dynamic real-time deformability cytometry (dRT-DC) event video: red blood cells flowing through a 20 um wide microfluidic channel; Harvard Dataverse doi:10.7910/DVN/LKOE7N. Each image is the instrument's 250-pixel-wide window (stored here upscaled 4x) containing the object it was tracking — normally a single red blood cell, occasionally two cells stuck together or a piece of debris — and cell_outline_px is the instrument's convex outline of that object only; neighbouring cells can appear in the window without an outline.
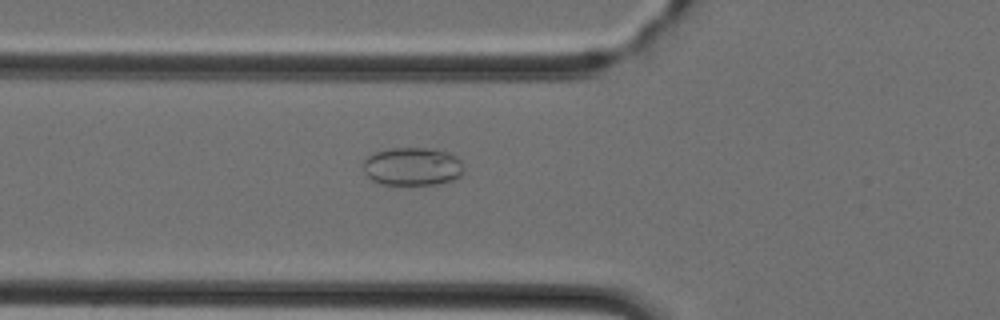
{"species": "Egyptian fruit bat (a non-hibernating species)", "species_latin": "Rousettus aegyptiacus", "temperature_condition": "cold", "stored_images_in_passage": 41, "camera_frame_rate_fps": 3000, "um_per_image_px": 0.085, "animal": {"sex": "female"}, "frame": {"image": 1, "passage_image": 11, "time_ms": 3.333, "image_size_px": [1000, 320], "cell_outline_px": [[464, 168], [460, 176], [452, 180], [436, 184], [380, 184], [372, 180], [364, 172], [364, 160], [368, 156], [376, 152], [392, 148], [432, 148], [448, 152], [456, 156], [460, 160]], "centroid_in_image_um": [35.07, 14.14], "position_along_channel_um": 90.7, "area_um2": 22.31}}
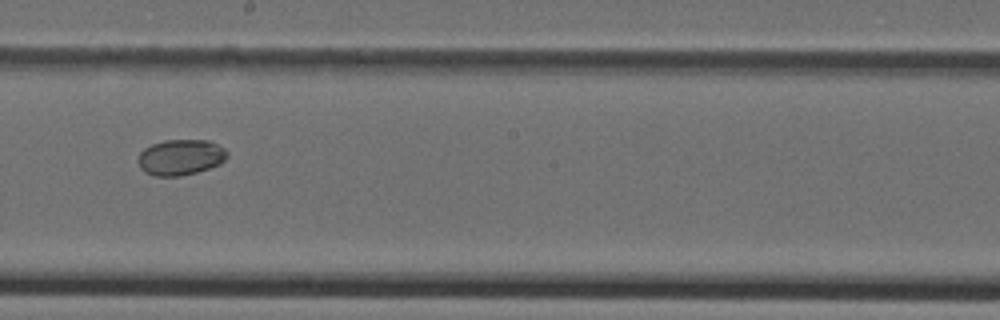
{"frame": {"image": 2, "passage_image": 21, "time_ms": 6.667, "image_size_px": [1000, 320], "cell_outline_px": [[228, 156], [220, 164], [196, 172], [180, 176], [156, 176], [144, 172], [140, 168], [136, 160], [140, 152], [144, 148], [152, 144], [164, 140], [208, 140], [224, 148], [228, 152]], "centroid_in_image_um": [15.32, 13.36], "position_along_channel_um": 232.9, "area_um2": 18.67}}
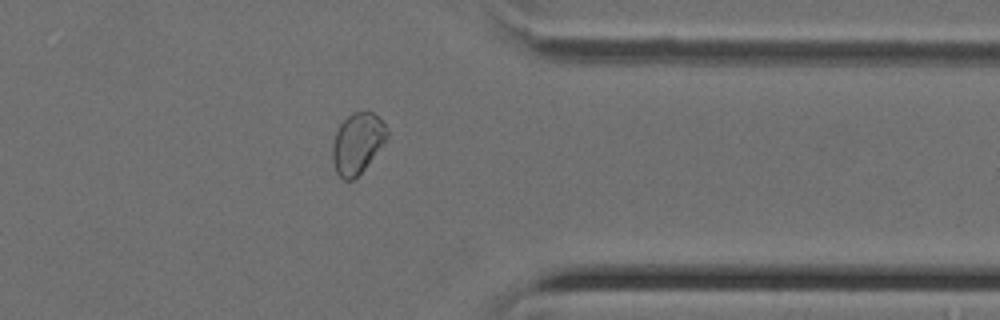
{"frame": {"image": 3, "passage_image": 32, "time_ms": 10.333, "image_size_px": [1000, 320], "cell_outline_px": [[388, 136], [384, 144], [364, 168], [352, 180], [344, 180], [336, 172], [332, 160], [332, 144], [336, 132], [340, 124], [352, 112], [372, 112], [384, 124], [388, 132]], "centroid_in_image_um": [30.36, 12.18], "position_along_channel_um": 381.0, "area_um2": 19.02}}